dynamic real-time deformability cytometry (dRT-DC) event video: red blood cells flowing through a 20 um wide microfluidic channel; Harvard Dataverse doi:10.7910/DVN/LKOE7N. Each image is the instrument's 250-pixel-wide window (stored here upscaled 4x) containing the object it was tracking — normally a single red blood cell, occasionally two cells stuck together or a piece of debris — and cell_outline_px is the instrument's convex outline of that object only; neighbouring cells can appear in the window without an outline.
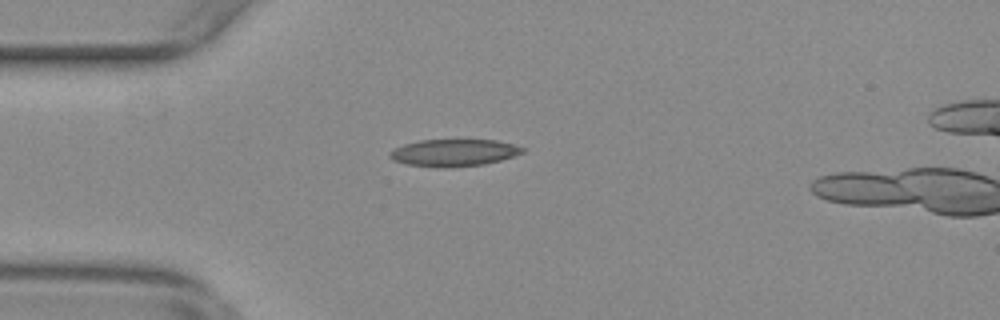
{"species": "common noctule bat (a hibernating species)", "species_latin": "Nyctalus noctula", "temperature_condition": "warm", "stored_images_in_passage": 17, "camera_frame_rate_fps": 3000, "um_per_image_px": 0.085, "animal": {"sex": "female", "body_mass_g": 29.2, "forearm_length_mm": 56.3}, "frame": {"image": 1, "passage_image": 15, "time_ms": 4.667, "image_size_px": [1000, 320], "cell_outline_px": [[524, 152], [500, 160], [484, 164], [444, 168], [440, 168], [408, 164], [392, 160], [388, 156], [388, 152], [404, 144], [420, 140], [496, 140], [512, 144], [524, 148]], "centroid_in_image_um": [38.54, 12.98], "position_along_channel_um": 46.5, "area_um2": 20.81}}